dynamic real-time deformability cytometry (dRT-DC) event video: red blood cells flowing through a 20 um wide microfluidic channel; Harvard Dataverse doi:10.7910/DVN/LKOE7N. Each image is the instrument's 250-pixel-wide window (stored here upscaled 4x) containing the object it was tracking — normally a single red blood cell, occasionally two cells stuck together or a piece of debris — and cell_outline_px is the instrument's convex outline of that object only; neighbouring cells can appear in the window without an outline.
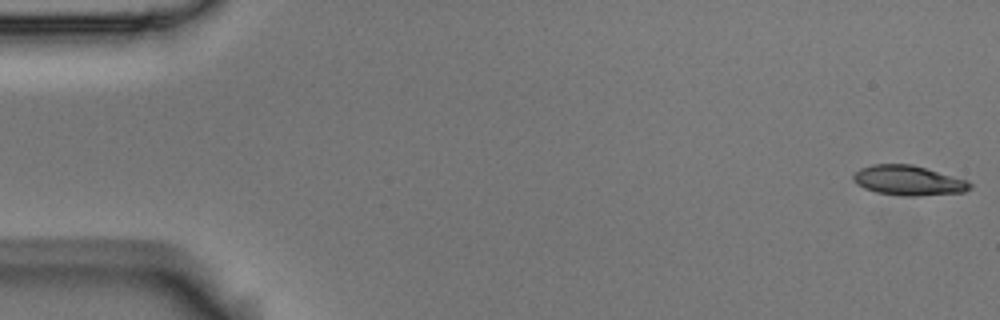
{"species": "Egyptian fruit bat (a non-hibernating species)", "species_latin": "Rousettus aegyptiacus", "temperature_condition": "room temperature", "stored_images_in_passage": 57, "camera_frame_rate_fps": 3000, "um_per_image_px": 0.085, "animal": {"sex": "male"}, "frame": {"image": 1, "passage_image": 1, "time_ms": 0.0, "image_size_px": [1000, 320], "cell_outline_px": [[972, 188], [964, 192], [916, 196], [904, 196], [876, 192], [864, 188], [856, 184], [852, 180], [852, 176], [860, 168], [872, 164], [912, 164], [968, 180], [972, 184]], "centroid_in_image_um": [77.21, 15.34], "position_along_channel_um": 7.8, "area_um2": 20.4}}
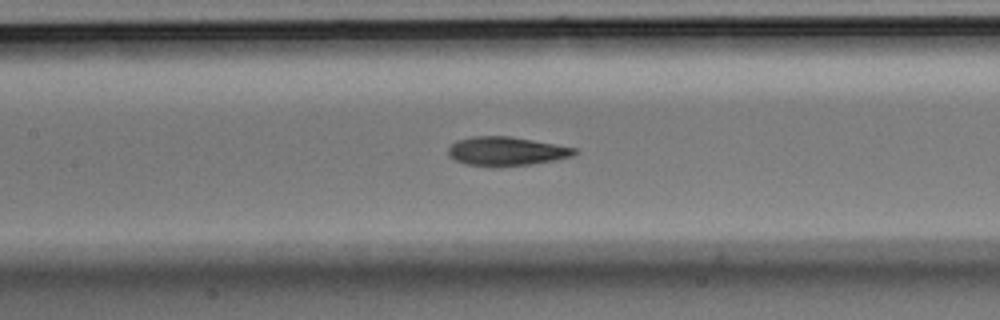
{"frame": {"image": 2, "passage_image": 26, "time_ms": 8.333, "image_size_px": [1000, 320], "cell_outline_px": [[576, 152], [572, 156], [556, 160], [532, 164], [492, 168], [488, 168], [468, 164], [456, 160], [448, 156], [448, 148], [456, 140], [472, 136], [508, 136], [532, 140], [576, 148]], "centroid_in_image_um": [42.99, 12.87], "position_along_channel_um": 164.4, "area_um2": 21.44}}
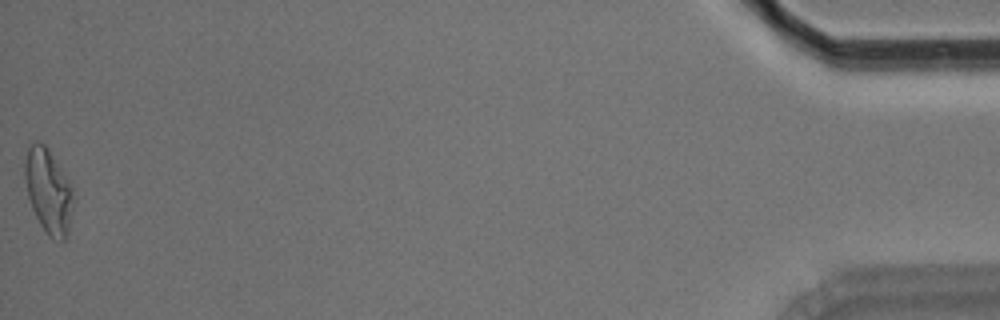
{"frame": {"image": 3, "passage_image": 57, "time_ms": 18.667, "image_size_px": [1000, 320], "cell_outline_px": [[76, 200], [68, 232], [64, 240], [52, 240], [48, 236], [40, 224], [32, 208], [28, 196], [24, 176], [24, 160], [28, 148], [36, 140], [40, 140], [48, 148], [68, 180], [72, 188]], "centroid_in_image_um": [4.13, 16.26], "position_along_channel_um": 431.1, "area_um2": 24.22}, "authors_computed_cell_mechanics": {"area_um2": 21.1548, "velocity_mm_per_s": 3.5293, "shape_relaxation_time_tau1_ms": 5.7525, "shape_relaxation_time_tau2_ms": 2.8459, "deformation_change_tau1": 0.1813, "deformation_change_tau2": 0.1071}}